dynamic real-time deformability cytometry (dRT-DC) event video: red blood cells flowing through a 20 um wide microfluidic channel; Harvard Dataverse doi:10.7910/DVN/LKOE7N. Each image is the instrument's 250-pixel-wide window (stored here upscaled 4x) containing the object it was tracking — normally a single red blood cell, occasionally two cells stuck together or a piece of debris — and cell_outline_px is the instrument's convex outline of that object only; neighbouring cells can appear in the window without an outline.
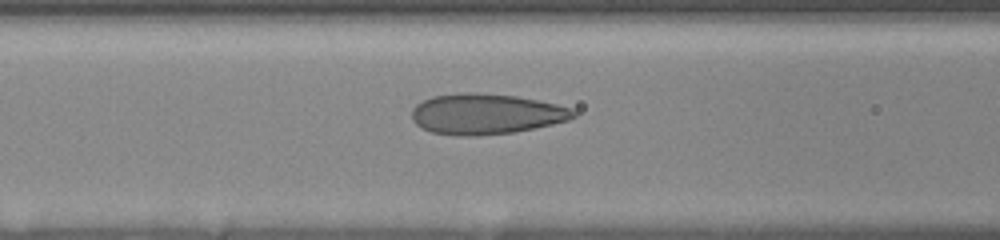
{"species": "human", "species_latin": "Homo sapiens", "temperature_condition": "room temperature", "stored_images_in_passage": 14, "segment_of_instrument_passage": [1, 2], "camera_frame_rate_fps": 3000, "um_per_image_px": 0.085, "donor": {"sex": "female"}, "frame": {"image": 1, "passage_image": 12, "time_ms": 3.667, "image_size_px": [1000, 240], "cell_outline_px": [[576, 116], [568, 120], [552, 124], [512, 132], [476, 136], [456, 136], [432, 132], [420, 128], [412, 120], [412, 108], [416, 104], [432, 96], [464, 92], [468, 92], [516, 96], [556, 104], [572, 108], [576, 112]], "centroid_in_image_um": [41.27, 9.69], "position_along_channel_um": 125.3, "area_um2": 38.15}}